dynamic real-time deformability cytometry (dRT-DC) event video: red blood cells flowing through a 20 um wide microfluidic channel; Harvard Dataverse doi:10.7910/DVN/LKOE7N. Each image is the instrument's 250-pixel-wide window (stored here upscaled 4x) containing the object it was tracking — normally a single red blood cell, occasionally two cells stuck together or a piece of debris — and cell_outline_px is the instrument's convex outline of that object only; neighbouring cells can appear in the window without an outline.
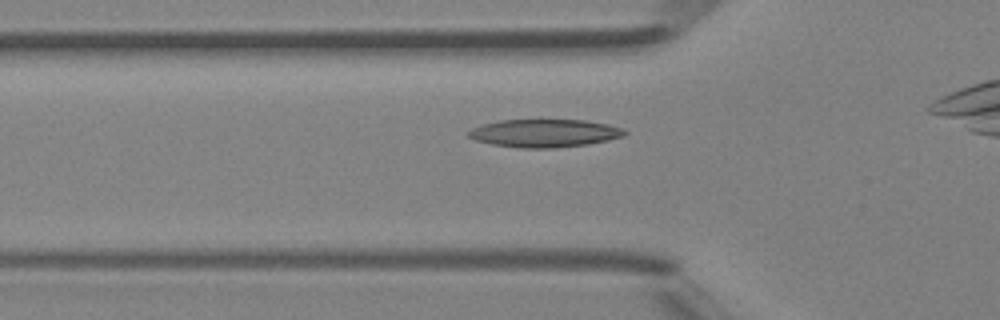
{"species": "Egyptian fruit bat (a non-hibernating species)", "species_latin": "Rousettus aegyptiacus", "temperature_condition": "room temperature", "stored_images_in_passage": 29, "camera_frame_rate_fps": 3000, "um_per_image_px": 0.085, "animal": {"sex": "female"}, "frame": {"image": 1, "passage_image": 6, "time_ms": 1.667, "image_size_px": [1000, 320], "cell_outline_px": [[628, 132], [624, 136], [608, 140], [588, 144], [552, 148], [520, 148], [492, 144], [476, 140], [468, 136], [464, 132], [480, 124], [496, 120], [588, 120], [608, 124], [620, 128]], "centroid_in_image_um": [46.24, 11.31], "position_along_channel_um": 79.6, "area_um2": 25.61}}
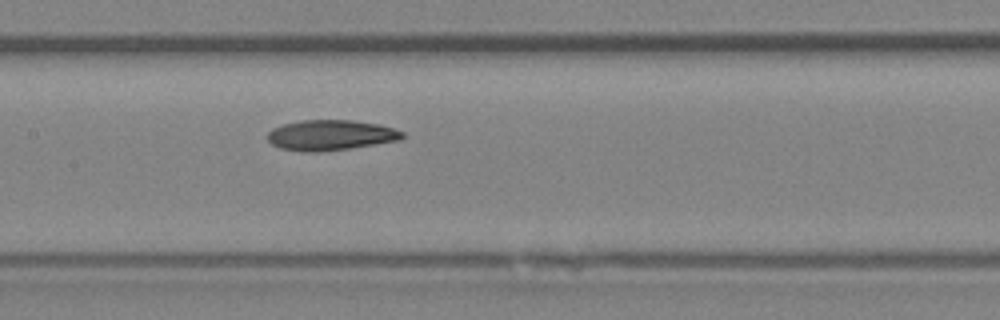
{"frame": {"image": 2, "passage_image": 13, "time_ms": 4.0, "image_size_px": [1000, 320], "cell_outline_px": [[404, 136], [400, 140], [348, 148], [320, 152], [304, 152], [280, 148], [272, 144], [264, 136], [272, 128], [284, 124], [300, 120], [352, 120], [380, 124], [404, 132]], "centroid_in_image_um": [28.06, 11.48], "position_along_channel_um": 179.3, "area_um2": 23.93}}
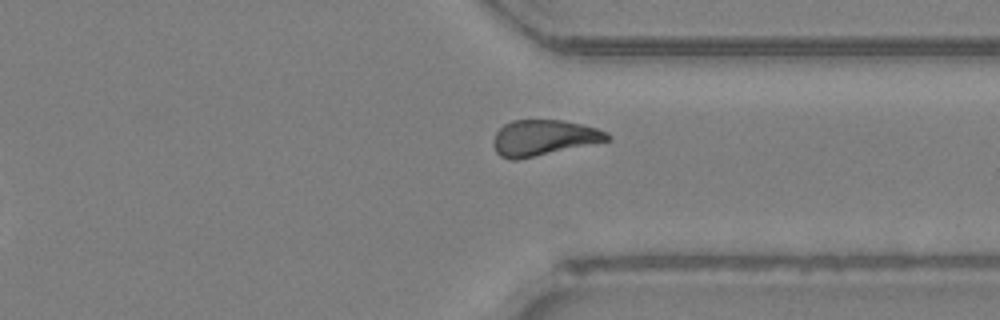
{"frame": {"image": 3, "passage_image": 26, "time_ms": 8.333, "image_size_px": [1000, 320], "cell_outline_px": [[612, 136], [608, 140], [516, 160], [512, 160], [500, 156], [496, 152], [492, 144], [492, 140], [496, 132], [504, 124], [512, 120], [564, 120], [584, 124], [608, 132]], "centroid_in_image_um": [46.18, 11.69], "position_along_channel_um": 365.2, "area_um2": 23.58}}